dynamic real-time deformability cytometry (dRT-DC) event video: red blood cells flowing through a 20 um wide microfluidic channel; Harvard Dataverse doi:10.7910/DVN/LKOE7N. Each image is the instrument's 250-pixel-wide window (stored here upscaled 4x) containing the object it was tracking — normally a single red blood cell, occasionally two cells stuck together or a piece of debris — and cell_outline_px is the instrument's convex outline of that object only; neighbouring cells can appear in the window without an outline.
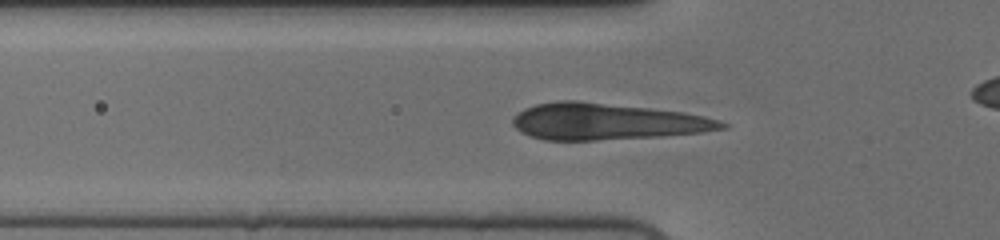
{"species": "human", "species_latin": "Homo sapiens", "temperature_condition": "cold", "stored_images_in_passage": 56, "camera_frame_rate_fps": 3000, "um_per_image_px": 0.085, "donor": {"sex": "female"}, "frame": {"image": 1, "passage_image": 18, "time_ms": 5.667, "image_size_px": [1000, 240], "cell_outline_px": [[732, 124], [728, 128], [700, 132], [664, 136], [596, 140], [544, 140], [520, 132], [512, 124], [512, 120], [524, 108], [536, 104], [556, 100], [576, 100], [684, 112], [704, 116], [720, 120]], "centroid_in_image_um": [51.6, 10.33], "position_along_channel_um": 74.2, "area_um2": 44.51}}
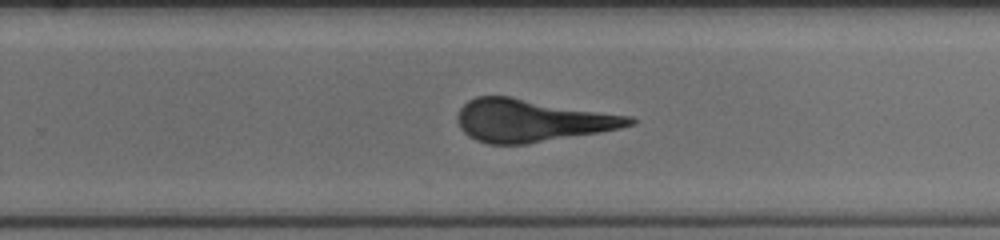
{"frame": {"image": 2, "passage_image": 35, "time_ms": 11.333, "image_size_px": [1000, 240], "cell_outline_px": [[636, 124], [620, 128], [600, 132], [528, 144], [488, 144], [476, 140], [468, 136], [460, 128], [456, 120], [456, 116], [460, 108], [468, 100], [476, 96], [508, 96], [628, 116], [636, 120]], "centroid_in_image_um": [45.14, 10.25], "position_along_channel_um": 284.7, "area_um2": 42.43}}
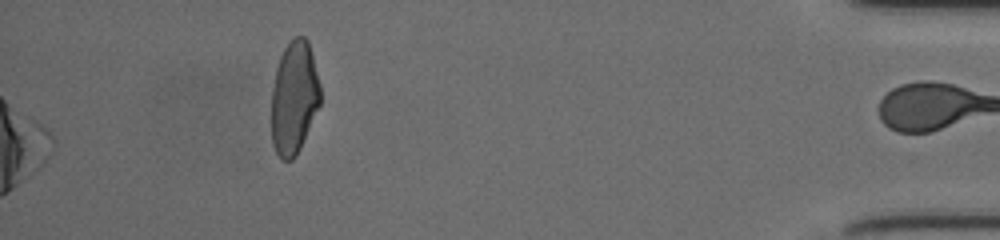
{"frame": {"image": 3, "passage_image": 56, "time_ms": 18.333, "image_size_px": [1000, 240], "cell_outline_px": [[320, 104], [300, 148], [296, 156], [292, 160], [280, 160], [272, 144], [272, 92], [276, 68], [280, 56], [284, 48], [296, 36], [304, 36], [308, 40], [320, 84]], "centroid_in_image_um": [24.99, 8.32], "position_along_channel_um": 410.2, "area_um2": 32.02}, "authors_computed_cell_mechanics": {"area_um2": 42.0206, "velocity_mm_per_s": 3.7298, "shape_relaxation_time_tau1_ms": 4.376, "shape_relaxation_time_tau2_ms": 0.704, "deformation_change_tau1": 0.1382, "deformation_change_tau2": 0.0395}}